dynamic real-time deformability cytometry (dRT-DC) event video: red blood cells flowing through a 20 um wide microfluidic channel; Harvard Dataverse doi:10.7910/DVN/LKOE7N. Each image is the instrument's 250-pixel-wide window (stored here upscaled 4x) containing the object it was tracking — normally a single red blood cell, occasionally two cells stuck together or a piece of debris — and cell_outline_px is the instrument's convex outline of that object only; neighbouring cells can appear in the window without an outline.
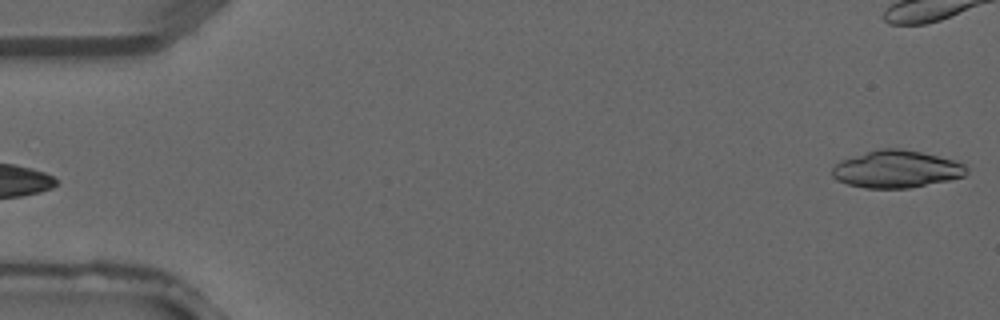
{"species": "common noctule bat (a hibernating species)", "species_latin": "Nyctalus noctula", "temperature_condition": "warm", "stored_images_in_passage": 3, "camera_frame_rate_fps": 3000, "um_per_image_px": 0.085, "animal": {"sex": "male", "forearm_length_mm": 52.5}, "frame": {"image": 1, "passage_image": 3, "time_ms": 0.667, "image_size_px": [1000, 320], "cell_outline_px": [[968, 172], [964, 176], [948, 180], [908, 188], [864, 188], [848, 184], [836, 180], [832, 176], [832, 168], [840, 160], [880, 148], [900, 148], [920, 152], [952, 160], [964, 164], [968, 168]], "centroid_in_image_um": [76.17, 14.38], "position_along_channel_um": 8.8, "area_um2": 29.02}}